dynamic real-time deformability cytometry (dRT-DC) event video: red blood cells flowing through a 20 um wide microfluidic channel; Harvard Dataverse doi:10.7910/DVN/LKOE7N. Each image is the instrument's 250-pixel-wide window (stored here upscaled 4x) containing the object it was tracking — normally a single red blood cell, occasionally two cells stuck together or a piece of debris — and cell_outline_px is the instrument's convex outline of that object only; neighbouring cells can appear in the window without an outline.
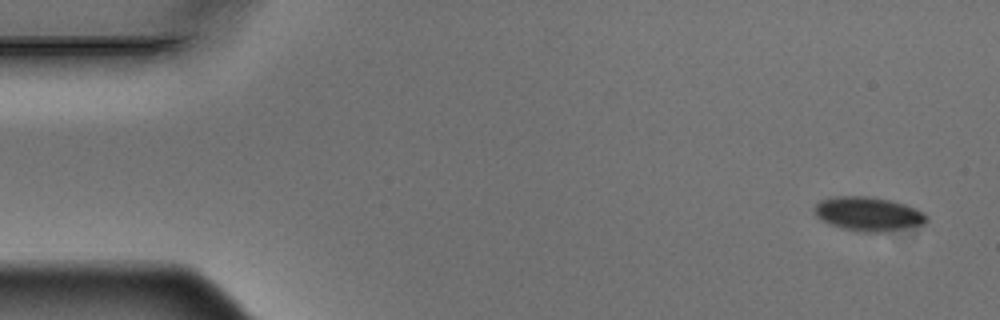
{"species": "Egyptian fruit bat (a non-hibernating species)", "species_latin": "Rousettus aegyptiacus", "temperature_condition": "warm", "stored_images_in_passage": 5, "camera_frame_rate_fps": 3000, "um_per_image_px": 0.085, "animal": {"sex": "male"}, "frame": {"image": 1, "passage_image": 1, "time_ms": 0.0, "image_size_px": [1000, 320], "cell_outline_px": [[928, 220], [920, 228], [884, 232], [856, 232], [840, 228], [828, 224], [820, 220], [816, 216], [812, 208], [820, 200], [836, 196], [868, 196], [888, 200], [904, 204], [924, 212]], "centroid_in_image_um": [73.81, 18.22], "position_along_channel_um": 11.2, "area_um2": 22.89}}
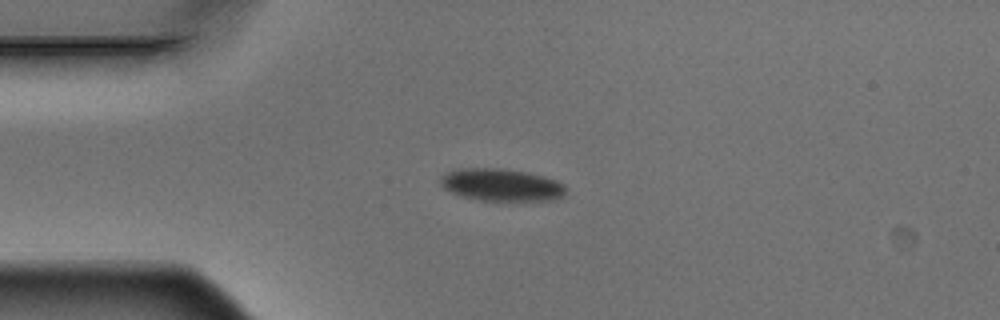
{"frame": {"image": 2, "passage_image": 4, "time_ms": 1.0, "image_size_px": [1000, 320], "cell_outline_px": [[564, 196], [552, 200], [480, 200], [460, 196], [444, 188], [440, 184], [440, 176], [456, 168], [500, 168], [528, 172], [544, 176], [556, 180], [564, 184]], "centroid_in_image_um": [42.59, 15.7], "position_along_channel_um": 42.4, "area_um2": 23.64}}